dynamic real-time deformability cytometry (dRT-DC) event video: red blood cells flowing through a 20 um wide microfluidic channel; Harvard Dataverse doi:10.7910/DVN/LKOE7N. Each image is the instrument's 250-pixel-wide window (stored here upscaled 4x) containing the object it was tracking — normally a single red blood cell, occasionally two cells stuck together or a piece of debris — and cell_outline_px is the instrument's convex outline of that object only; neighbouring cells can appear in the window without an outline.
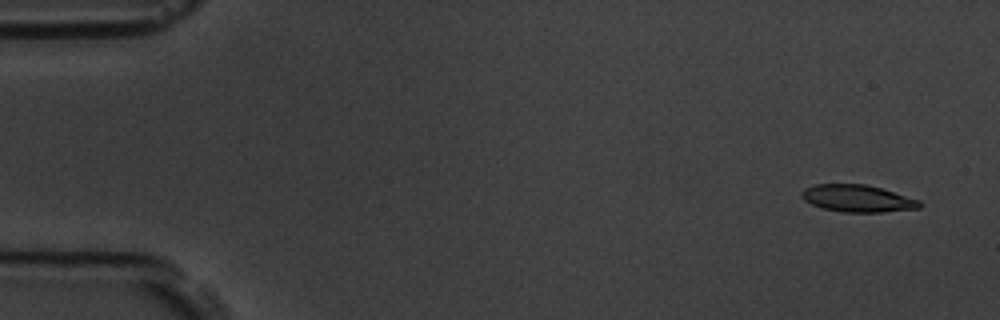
{"species": "common noctule bat (a hibernating species)", "species_latin": "Nyctalus noctula", "temperature_condition": "room temperature", "stored_images_in_passage": 4, "camera_frame_rate_fps": 3000, "um_per_image_px": 0.085, "animal": {"sex": "male", "body_mass_g": 19.5, "forearm_length_mm": 54.6}, "frame": {"image": 1, "passage_image": 1, "time_ms": 0.0, "image_size_px": [1000, 320], "cell_outline_px": [[920, 208], [880, 212], [840, 212], [820, 208], [804, 200], [800, 196], [800, 192], [804, 188], [816, 184], [864, 184], [880, 188], [920, 200]], "centroid_in_image_um": [72.83, 16.87], "position_along_channel_um": 12.2, "area_um2": 18.61}}